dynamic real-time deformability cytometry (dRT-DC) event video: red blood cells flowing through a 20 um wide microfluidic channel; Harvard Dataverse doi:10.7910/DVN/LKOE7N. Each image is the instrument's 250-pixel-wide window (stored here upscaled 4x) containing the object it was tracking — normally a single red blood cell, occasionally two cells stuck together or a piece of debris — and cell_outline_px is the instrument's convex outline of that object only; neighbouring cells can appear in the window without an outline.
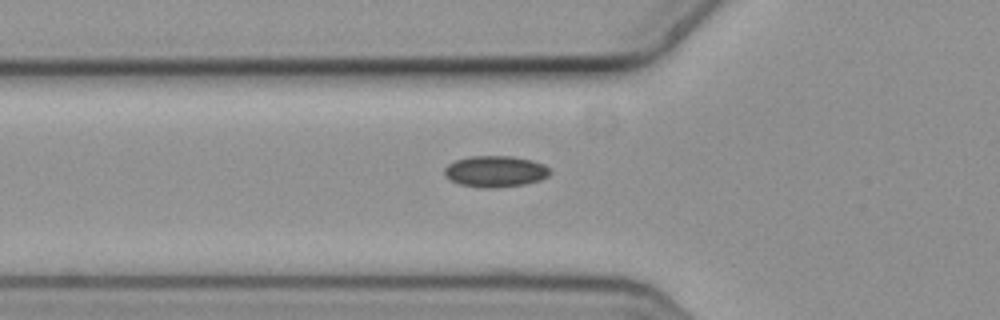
{"species": "common noctule bat (a hibernating species)", "species_latin": "Nyctalus noctula", "temperature_condition": "cold", "stored_images_in_passage": 6, "camera_frame_rate_fps": 3000, "um_per_image_px": 0.085, "animal": {"sex": "female", "body_mass_g": 19.3, "forearm_length_mm": 54.1}, "frame": {"image": 1, "passage_image": 6, "time_ms": 1.667, "image_size_px": [1000, 320], "cell_outline_px": [[552, 172], [548, 176], [540, 180], [524, 184], [492, 188], [480, 188], [460, 184], [444, 176], [444, 168], [448, 164], [456, 160], [468, 156], [512, 156], [532, 160], [544, 164], [552, 168]], "centroid_in_image_um": [42.13, 14.56], "position_along_channel_um": 83.7, "area_um2": 19.42}}